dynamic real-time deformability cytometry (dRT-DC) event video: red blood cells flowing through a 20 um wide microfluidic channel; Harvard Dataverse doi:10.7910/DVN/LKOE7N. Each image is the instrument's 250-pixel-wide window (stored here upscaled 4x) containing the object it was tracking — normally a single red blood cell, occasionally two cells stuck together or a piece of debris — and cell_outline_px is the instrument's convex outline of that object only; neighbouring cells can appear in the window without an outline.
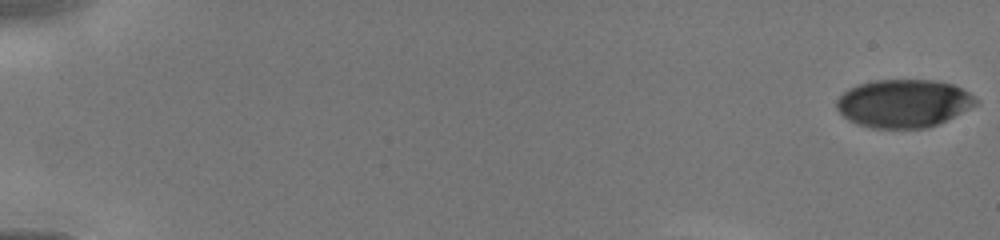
{"species": "human", "species_latin": "Homo sapiens", "temperature_condition": "cold", "stored_images_in_passage": 20, "camera_frame_rate_fps": 3000, "um_per_image_px": 0.085, "donor": {"sex": "male"}, "frame": {"image": 1, "passage_image": 1, "time_ms": 0.0, "image_size_px": [1000, 240], "cell_outline_px": [[980, 104], [928, 128], [872, 128], [856, 124], [848, 120], [836, 108], [836, 100], [848, 88], [856, 84], [872, 80], [936, 80], [952, 84], [968, 92], [980, 100]], "centroid_in_image_um": [76.8, 8.78], "position_along_channel_um": 8.2, "area_um2": 39.3}}
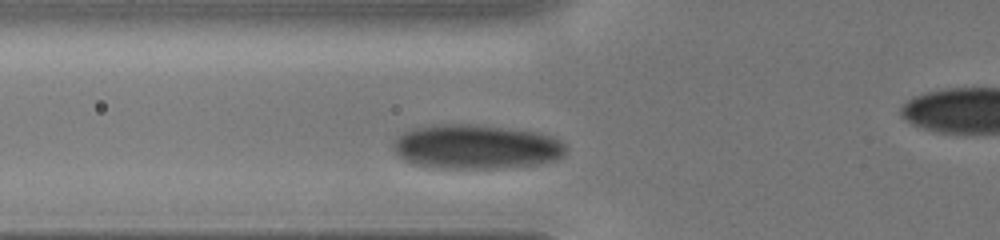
{"frame": {"image": 2, "passage_image": 18, "time_ms": 4.0, "image_size_px": [1000, 240], "cell_outline_px": [[564, 152], [556, 160], [508, 168], [428, 168], [412, 164], [404, 160], [392, 148], [392, 144], [396, 136], [412, 128], [436, 124], [476, 124], [536, 132], [552, 136], [560, 140], [564, 144]], "centroid_in_image_um": [40.39, 12.48], "position_along_channel_um": 85.4, "area_um2": 44.85}}